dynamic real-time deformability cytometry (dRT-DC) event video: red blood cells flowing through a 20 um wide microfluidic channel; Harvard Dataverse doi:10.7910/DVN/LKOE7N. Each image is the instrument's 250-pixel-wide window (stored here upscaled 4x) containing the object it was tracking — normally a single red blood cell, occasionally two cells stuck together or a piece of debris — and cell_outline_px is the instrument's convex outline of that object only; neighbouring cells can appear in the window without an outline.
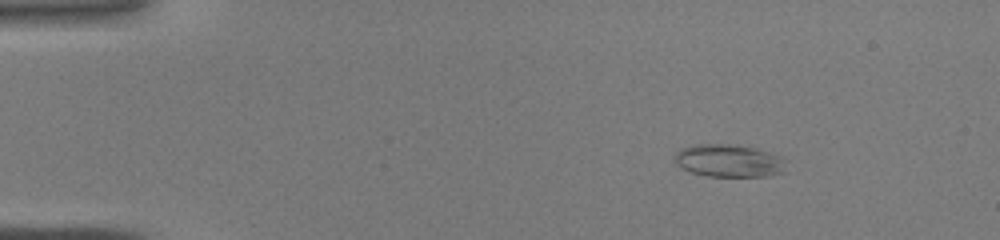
{"species": "common noctule bat (a hibernating species)", "species_latin": "Nyctalus noctula", "temperature_condition": "warm", "stored_images_in_passage": 36, "camera_frame_rate_fps": 3000, "um_per_image_px": 0.085, "animal": {"sex": "male", "body_mass_g": 19.0, "forearm_length_mm": 50.8}, "frame": {"image": 1, "passage_image": 1, "time_ms": 0.0, "image_size_px": [1000, 240], "cell_outline_px": [[788, 172], [764, 176], [708, 176], [692, 172], [676, 164], [676, 152], [680, 148], [696, 144], [728, 144], [752, 148], [780, 156], [788, 160]], "centroid_in_image_um": [62.03, 13.67], "position_along_channel_um": 23.0, "area_um2": 21.21}}
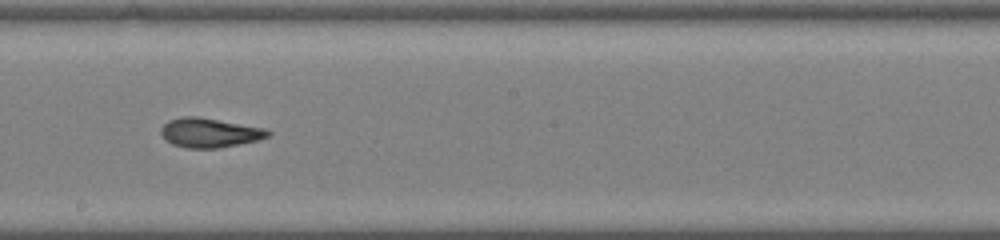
{"frame": {"image": 2, "passage_image": 20, "time_ms": 6.333, "image_size_px": [1000, 240], "cell_outline_px": [[272, 132], [268, 136], [256, 140], [216, 148], [188, 148], [172, 144], [160, 132], [160, 128], [168, 120], [184, 116], [196, 116], [264, 128]], "centroid_in_image_um": [17.78, 11.27], "position_along_channel_um": 230.4, "area_um2": 17.92}}
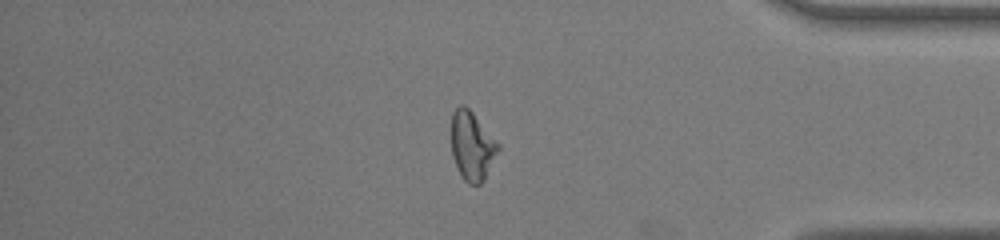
{"frame": {"image": 3, "passage_image": 32, "time_ms": 10.333, "image_size_px": [1000, 240], "cell_outline_px": [[500, 148], [484, 180], [480, 184], [468, 184], [460, 176], [456, 168], [452, 156], [452, 112], [460, 104], [464, 104], [472, 112], [500, 144]], "centroid_in_image_um": [40.12, 12.42], "position_along_channel_um": 395.1, "area_um2": 18.84}}